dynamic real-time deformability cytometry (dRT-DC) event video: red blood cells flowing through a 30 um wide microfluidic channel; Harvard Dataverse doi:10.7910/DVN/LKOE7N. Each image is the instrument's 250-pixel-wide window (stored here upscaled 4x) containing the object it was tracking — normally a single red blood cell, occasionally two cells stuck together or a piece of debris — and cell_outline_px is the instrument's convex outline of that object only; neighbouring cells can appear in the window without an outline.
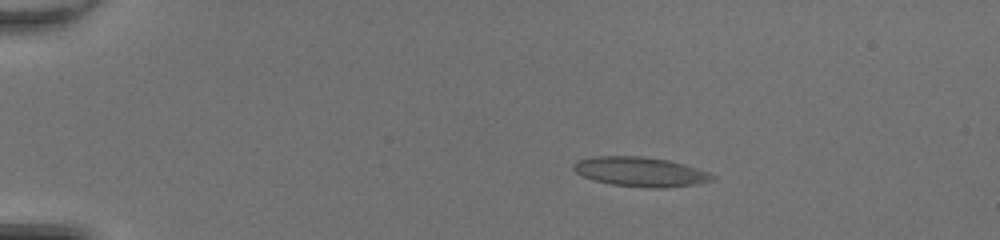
{"species": "common noctule bat (a hibernating species)", "species_latin": "Nyctalus noctula", "temperature_condition": "room temperature", "stored_images_in_passage": 50, "camera_frame_rate_fps": 3000, "um_per_image_px": 0.085, "animal": {"sex": "female", "body_mass_g": 20.0, "forearm_length_mm": 54.0}, "frame": {"image": 1, "passage_image": 10, "time_ms": 3.0, "image_size_px": [1000, 240], "cell_outline_px": [[716, 176], [712, 180], [696, 184], [668, 188], [648, 188], [612, 184], [596, 180], [584, 176], [576, 172], [572, 168], [572, 164], [576, 160], [592, 156], [640, 156], [668, 160], [684, 164], [708, 172]], "centroid_in_image_um": [54.42, 14.6], "position_along_channel_um": 30.6, "area_um2": 23.87}}
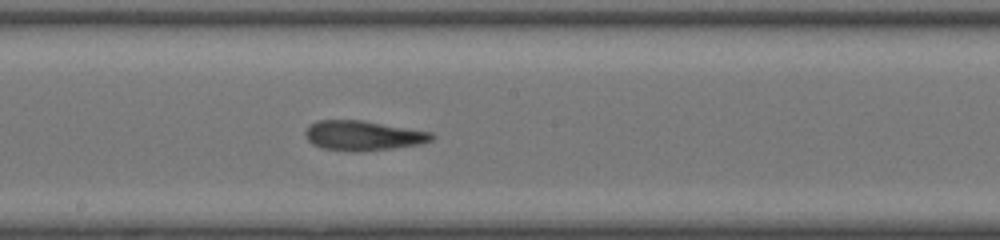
{"frame": {"image": 2, "passage_image": 29, "time_ms": 9.333, "image_size_px": [1000, 240], "cell_outline_px": [[436, 136], [432, 140], [420, 144], [392, 148], [360, 152], [356, 152], [324, 148], [312, 144], [304, 136], [304, 132], [316, 120], [364, 120], [432, 132]], "centroid_in_image_um": [30.88, 11.52], "position_along_channel_um": 217.3, "area_um2": 22.02}}
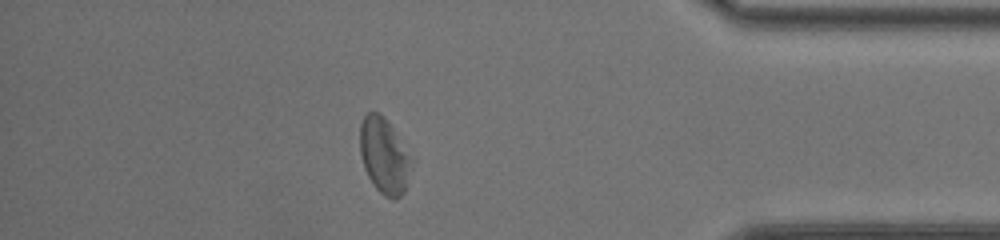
{"frame": {"image": 3, "passage_image": 44, "time_ms": 14.333, "image_size_px": [1000, 240], "cell_outline_px": [[416, 160], [404, 192], [396, 200], [392, 200], [384, 196], [376, 188], [368, 176], [364, 168], [360, 152], [360, 124], [364, 116], [368, 112], [380, 112], [384, 116]], "centroid_in_image_um": [32.71, 13.25], "position_along_channel_um": 402.5, "area_um2": 23.35}, "authors_computed_cell_mechanics": {"area_um2": 22.5998, "velocity_mm_per_s": 4.2683, "shape_relaxation_time_tau1_ms": null, "shape_relaxation_time_tau2_ms": 2.3047, "deformation_change_tau1": null, "deformation_change_tau2": 0.1167}}